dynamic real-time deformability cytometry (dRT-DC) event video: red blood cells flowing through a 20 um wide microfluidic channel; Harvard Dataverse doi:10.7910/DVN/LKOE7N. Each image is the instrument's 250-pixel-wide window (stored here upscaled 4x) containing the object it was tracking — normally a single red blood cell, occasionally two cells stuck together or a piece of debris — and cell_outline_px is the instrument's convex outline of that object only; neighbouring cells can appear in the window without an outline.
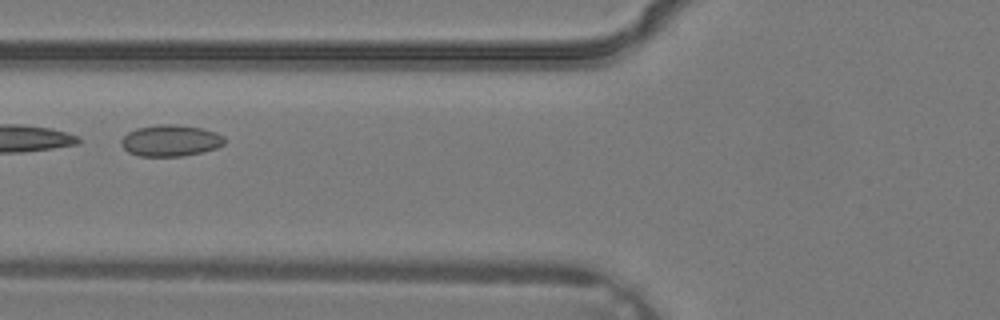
{"species": "common noctule bat (a hibernating species)", "species_latin": "Nyctalus noctula", "temperature_condition": "warm", "stored_images_in_passage": 2, "camera_frame_rate_fps": 3000, "um_per_image_px": 0.085, "animal": {"sex": "male", "body_mass_g": 19.2, "forearm_length_mm": 51.8}, "frame": {"image": 1, "passage_image": 2, "time_ms": 0.333, "image_size_px": [1000, 320], "cell_outline_px": [[224, 144], [216, 148], [204, 152], [184, 156], [140, 156], [128, 152], [120, 144], [120, 140], [128, 132], [136, 128], [160, 124], [176, 124], [200, 128], [216, 132], [224, 136]], "centroid_in_image_um": [14.49, 11.95], "position_along_channel_um": 111.3, "area_um2": 19.02}}